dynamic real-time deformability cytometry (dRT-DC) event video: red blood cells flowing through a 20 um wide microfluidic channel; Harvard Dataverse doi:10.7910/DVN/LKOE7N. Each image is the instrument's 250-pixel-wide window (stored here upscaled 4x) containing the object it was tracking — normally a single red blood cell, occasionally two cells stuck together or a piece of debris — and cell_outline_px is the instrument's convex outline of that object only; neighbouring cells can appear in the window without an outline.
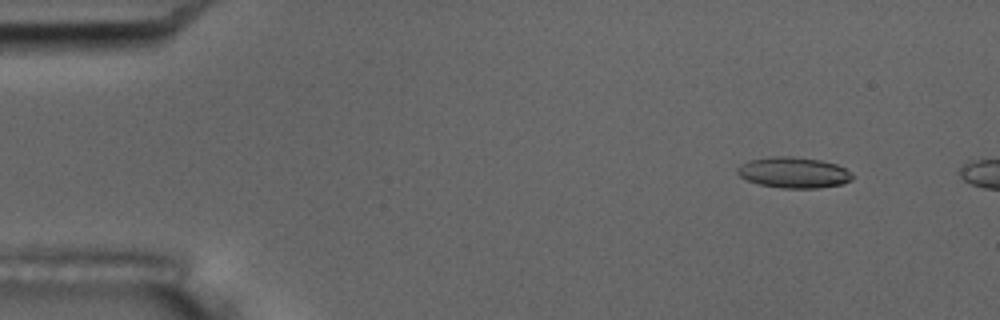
{"species": "common noctule bat (a hibernating species)", "species_latin": "Nyctalus noctula", "temperature_condition": "room temperature", "stored_images_in_passage": 3, "camera_frame_rate_fps": 3000, "um_per_image_px": 0.085, "animal": {"sex": "male", "body_mass_g": 17.5, "forearm_length_mm": 52.3}, "frame": {"image": 1, "passage_image": 1, "time_ms": 0.0, "image_size_px": [1000, 320], "cell_outline_px": [[852, 180], [844, 184], [816, 188], [780, 188], [760, 184], [748, 180], [740, 176], [736, 172], [736, 168], [740, 164], [748, 160], [772, 156], [792, 156], [820, 160], [836, 164], [844, 168], [852, 176]], "centroid_in_image_um": [67.43, 14.66], "position_along_channel_um": 17.6, "area_um2": 20.69}}